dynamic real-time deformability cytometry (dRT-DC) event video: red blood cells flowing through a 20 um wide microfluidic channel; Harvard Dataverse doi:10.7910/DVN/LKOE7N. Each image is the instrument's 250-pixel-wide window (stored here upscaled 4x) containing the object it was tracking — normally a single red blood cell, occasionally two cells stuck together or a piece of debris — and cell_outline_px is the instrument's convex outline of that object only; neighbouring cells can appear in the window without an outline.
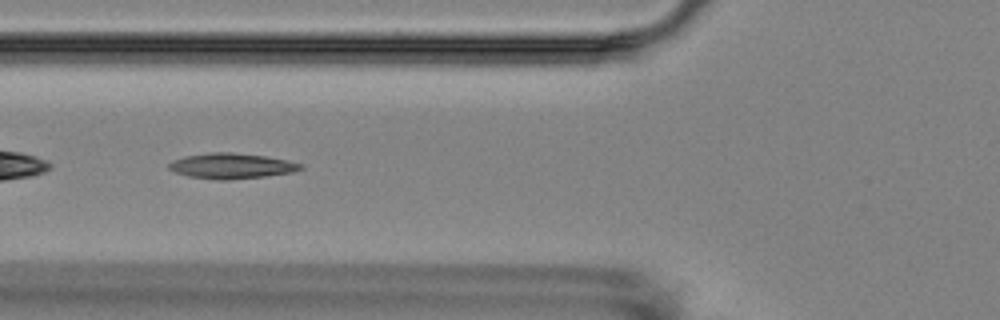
{"species": "Egyptian fruit bat (a non-hibernating species)", "species_latin": "Rousettus aegyptiacus", "temperature_condition": "room temperature", "stored_images_in_passage": 10, "camera_frame_rate_fps": 3000, "um_per_image_px": 0.085, "animal": {"sex": "female"}, "frame": {"image": 1, "passage_image": 6, "time_ms": 6.0, "image_size_px": [1000, 320], "cell_outline_px": [[304, 168], [292, 172], [264, 176], [228, 180], [216, 180], [188, 176], [176, 172], [168, 168], [168, 164], [172, 160], [184, 156], [208, 152], [232, 152], [264, 156], [288, 160], [304, 164]], "centroid_in_image_um": [19.67, 14.1], "position_along_channel_um": 106.1, "area_um2": 19.59}}
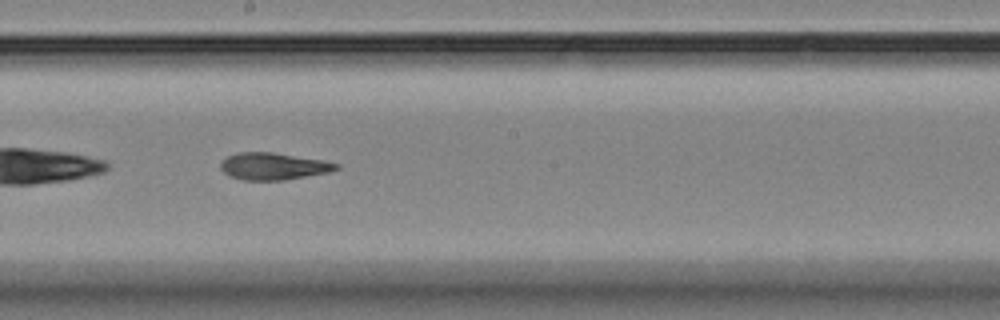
{"frame": {"image": 2, "passage_image": 9, "time_ms": 9.333, "image_size_px": [1000, 320], "cell_outline_px": [[340, 168], [332, 172], [284, 180], [244, 180], [228, 176], [220, 168], [220, 164], [228, 156], [236, 152], [272, 152], [320, 160], [340, 164]], "centroid_in_image_um": [23.24, 14.14], "position_along_channel_um": 225.0, "area_um2": 18.21}}